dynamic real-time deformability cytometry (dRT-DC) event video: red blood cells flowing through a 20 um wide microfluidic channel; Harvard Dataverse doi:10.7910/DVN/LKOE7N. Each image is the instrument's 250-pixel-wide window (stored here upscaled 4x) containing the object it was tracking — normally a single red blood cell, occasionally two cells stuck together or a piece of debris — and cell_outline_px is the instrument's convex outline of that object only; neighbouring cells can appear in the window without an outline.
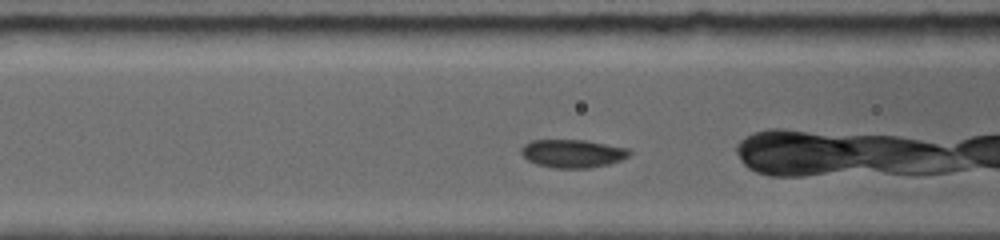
{"species": "common noctule bat (a hibernating species)", "species_latin": "Nyctalus noctula", "temperature_condition": "room temperature", "stored_images_in_passage": 26, "camera_frame_rate_fps": 5000, "um_per_image_px": 0.085, "animal": {"sex": "female", "body_mass_g": 19.0, "forearm_length_mm": 56.7}, "frame": {"image": 1, "passage_image": 5, "time_ms": 1.4, "image_size_px": [1000, 240], "cell_outline_px": [[632, 152], [628, 156], [620, 160], [608, 164], [588, 168], [552, 168], [536, 164], [528, 160], [520, 152], [520, 148], [524, 144], [532, 140], [584, 140], [628, 148]], "centroid_in_image_um": [48.65, 13.05], "position_along_channel_um": 118.0, "area_um2": 17.74}}
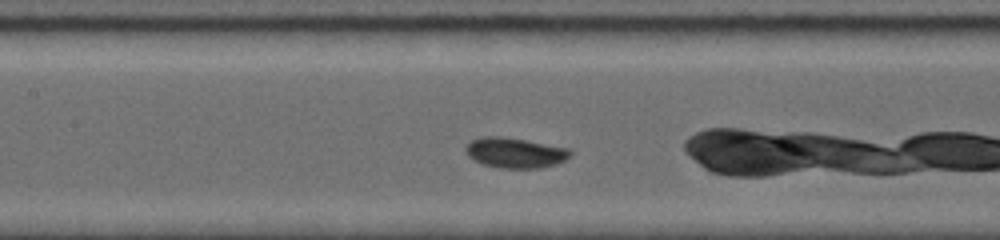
{"frame": {"image": 2, "passage_image": 8, "time_ms": 2.6, "image_size_px": [1000, 240], "cell_outline_px": [[572, 152], [564, 160], [556, 164], [540, 168], [500, 168], [484, 164], [468, 156], [464, 148], [472, 140], [480, 136], [504, 136], [568, 148]], "centroid_in_image_um": [43.76, 12.97], "position_along_channel_um": 163.6, "area_um2": 18.32}, "authors_computed_cell_mechanics": {"area_um2": 17.8024, "velocity_mm_per_s": 3.8121, "shape_relaxation_time_tau1_ms": 2.4044, "shape_relaxation_time_tau2_ms": null, "deformation_change_tau1": 0.0521, "deformation_change_tau2": null}}